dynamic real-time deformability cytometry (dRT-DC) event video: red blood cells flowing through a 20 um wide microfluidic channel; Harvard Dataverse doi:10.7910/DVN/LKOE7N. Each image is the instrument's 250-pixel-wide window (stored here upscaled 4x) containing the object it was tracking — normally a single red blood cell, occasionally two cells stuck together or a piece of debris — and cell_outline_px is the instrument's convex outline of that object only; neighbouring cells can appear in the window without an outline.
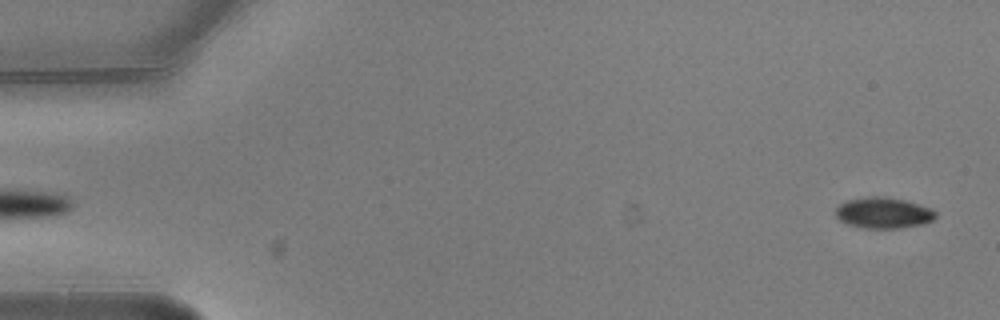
{"species": "common noctule bat (a hibernating species)", "species_latin": "Nyctalus noctula", "temperature_condition": "warm", "stored_images_in_passage": 3, "segment_of_instrument_passage": [2, 2], "camera_frame_rate_fps": 3000, "um_per_image_px": 0.085, "animal": {"sex": "male", "body_mass_g": 20.5, "forearm_length_mm": 52.5}, "frame": {"image": 1, "passage_image": 3, "time_ms": 0.667, "image_size_px": [1000, 320], "cell_outline_px": [[936, 216], [932, 220], [924, 224], [900, 228], [864, 228], [848, 224], [840, 220], [836, 216], [836, 208], [840, 204], [848, 200], [868, 196], [884, 196], [904, 200], [932, 208], [936, 212]], "centroid_in_image_um": [75.11, 18.09], "position_along_channel_um": 9.9, "area_um2": 18.03}}